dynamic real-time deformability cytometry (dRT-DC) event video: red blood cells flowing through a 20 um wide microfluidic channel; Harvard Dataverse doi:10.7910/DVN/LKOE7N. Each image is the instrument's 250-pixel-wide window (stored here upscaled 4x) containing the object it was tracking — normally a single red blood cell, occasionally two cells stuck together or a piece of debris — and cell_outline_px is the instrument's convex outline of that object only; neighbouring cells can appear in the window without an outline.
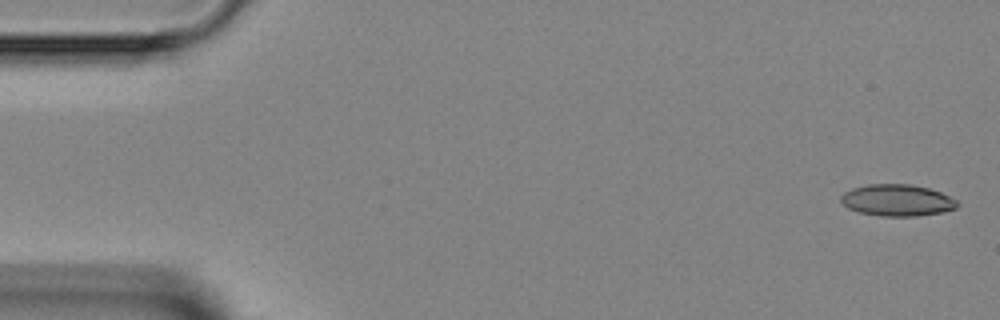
{"species": "Egyptian fruit bat (a non-hibernating species)", "species_latin": "Rousettus aegyptiacus", "temperature_condition": "room temperature", "stored_images_in_passage": 42, "camera_frame_rate_fps": 3000, "um_per_image_px": 0.085, "animal": {"sex": "female"}, "frame": {"image": 1, "passage_image": 1, "time_ms": 0.0, "image_size_px": [1000, 320], "cell_outline_px": [[960, 204], [956, 208], [940, 212], [916, 216], [880, 216], [860, 212], [848, 208], [840, 200], [840, 196], [844, 192], [852, 188], [868, 184], [912, 184], [928, 188], [940, 192], [956, 200]], "centroid_in_image_um": [76.24, 17.01], "position_along_channel_um": 8.8, "area_um2": 21.39}}
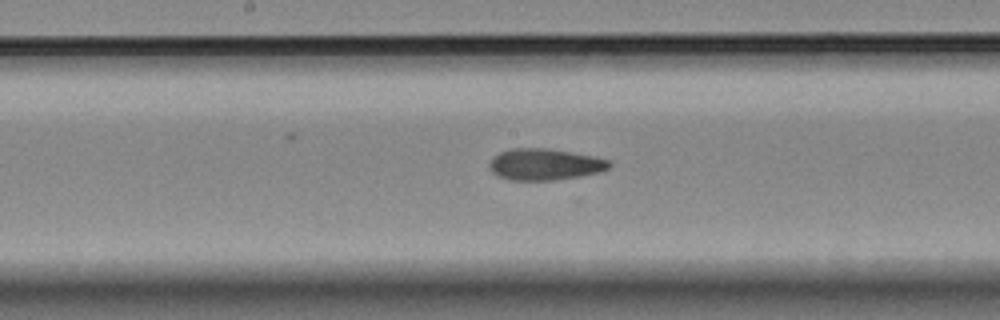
{"frame": {"image": 2, "passage_image": 23, "time_ms": 7.333, "image_size_px": [1000, 320], "cell_outline_px": [[612, 164], [608, 168], [596, 172], [580, 176], [552, 180], [508, 180], [496, 176], [488, 168], [488, 164], [492, 156], [508, 148], [548, 148], [592, 156], [608, 160]], "centroid_in_image_um": [46.2, 13.97], "position_along_channel_um": 202.0, "area_um2": 22.02}}
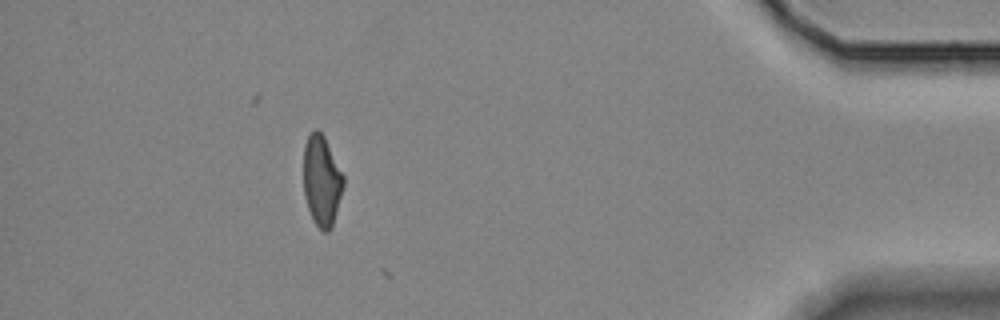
{"frame": {"image": 3, "passage_image": 41, "time_ms": 13.333, "image_size_px": [1000, 320], "cell_outline_px": [[344, 184], [332, 228], [328, 232], [324, 232], [316, 224], [308, 208], [304, 196], [304, 144], [308, 136], [316, 128], [324, 136], [344, 176]], "centroid_in_image_um": [27.35, 15.36], "position_along_channel_um": 407.9, "area_um2": 20.87}}